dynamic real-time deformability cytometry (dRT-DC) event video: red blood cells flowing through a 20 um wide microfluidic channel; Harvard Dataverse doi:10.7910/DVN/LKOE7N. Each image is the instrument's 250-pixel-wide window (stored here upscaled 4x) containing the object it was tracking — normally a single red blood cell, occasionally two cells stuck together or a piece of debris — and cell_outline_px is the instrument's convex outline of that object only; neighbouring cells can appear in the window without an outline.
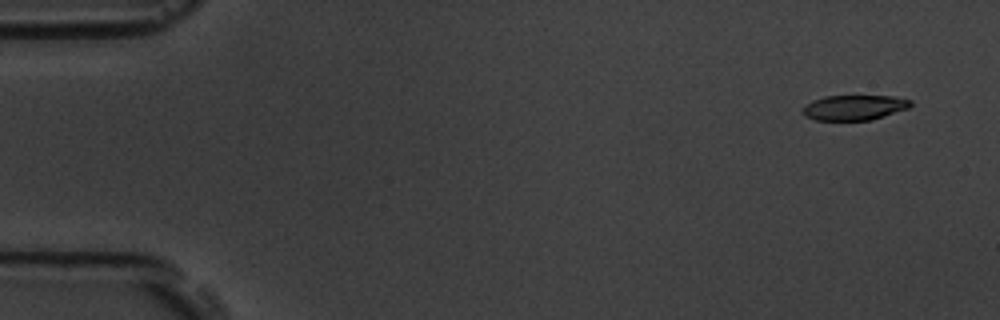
{"species": "common noctule bat (a hibernating species)", "species_latin": "Nyctalus noctula", "temperature_condition": "room temperature", "stored_images_in_passage": 6, "camera_frame_rate_fps": 3000, "um_per_image_px": 0.085, "animal": {"sex": "male", "body_mass_g": 19.5, "forearm_length_mm": 54.6}, "frame": {"image": 1, "passage_image": 1, "time_ms": 0.0, "image_size_px": [1000, 320], "cell_outline_px": [[912, 104], [908, 108], [872, 120], [816, 120], [804, 116], [804, 104], [812, 100], [824, 96], [896, 96], [912, 100]], "centroid_in_image_um": [72.62, 9.13], "position_along_channel_um": 12.4, "area_um2": 15.84}}
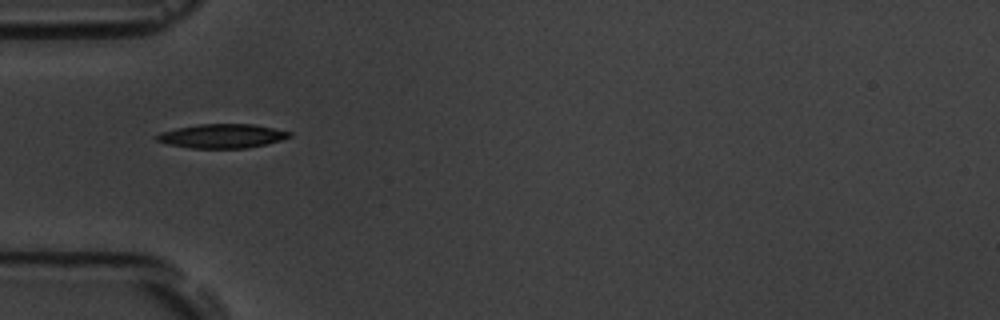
{"frame": {"image": 2, "passage_image": 5, "time_ms": 1.333, "image_size_px": [1000, 320], "cell_outline_px": [[292, 136], [268, 144], [248, 148], [192, 148], [168, 144], [156, 140], [152, 136], [160, 132], [176, 128], [200, 124], [252, 124], [292, 132]], "centroid_in_image_um": [18.85, 11.56], "position_along_channel_um": 66.1, "area_um2": 18.67}}
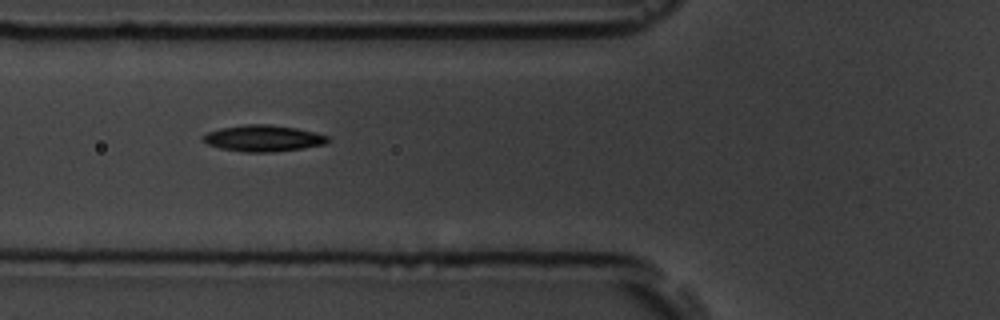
{"frame": {"image": 3, "passage_image": 6, "time_ms": 1.667, "image_size_px": [1000, 320], "cell_outline_px": [[328, 140], [324, 144], [300, 148], [272, 152], [244, 152], [220, 148], [208, 144], [200, 140], [200, 136], [208, 132], [220, 128], [244, 124], [272, 124], [296, 128], [316, 132], [328, 136]], "centroid_in_image_um": [22.31, 11.74], "position_along_channel_um": 103.5, "area_um2": 19.19}}